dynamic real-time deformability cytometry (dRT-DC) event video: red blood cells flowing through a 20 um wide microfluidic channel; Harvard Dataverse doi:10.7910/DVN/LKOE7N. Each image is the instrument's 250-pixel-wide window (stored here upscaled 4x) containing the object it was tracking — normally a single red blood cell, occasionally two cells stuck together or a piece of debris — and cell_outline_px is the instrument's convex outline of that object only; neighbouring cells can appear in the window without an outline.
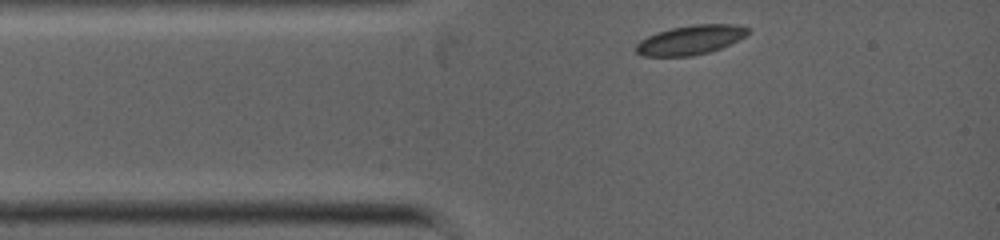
{"species": "common noctule bat (a hibernating species)", "species_latin": "Nyctalus noctula", "temperature_condition": "warm", "stored_images_in_passage": 5, "camera_frame_rate_fps": 5000, "um_per_image_px": 0.085, "animal": {"sex": "female", "body_mass_g": 19.0, "forearm_length_mm": 53.3}, "frame": {"image": 1, "passage_image": 1, "time_ms": 0.0, "image_size_px": [1000, 240], "cell_outline_px": [[748, 32], [744, 36], [720, 48], [708, 52], [692, 56], [644, 56], [636, 52], [636, 44], [640, 40], [648, 36], [672, 28], [692, 24], [736, 24], [748, 28]], "centroid_in_image_um": [58.66, 3.39], "position_along_channel_um": 26.3, "area_um2": 18.79}}
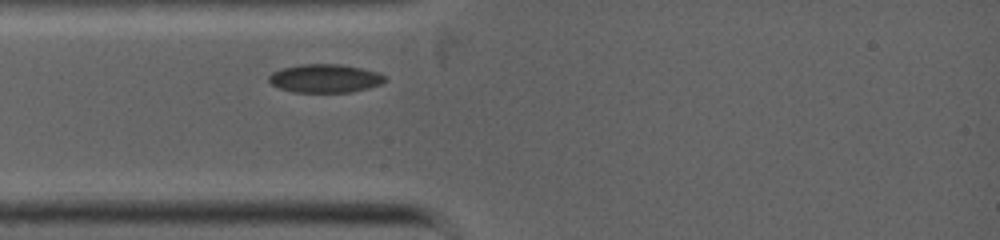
{"frame": {"image": 2, "passage_image": 5, "time_ms": 1.0, "image_size_px": [1000, 240], "cell_outline_px": [[388, 80], [380, 84], [368, 88], [352, 92], [292, 92], [280, 88], [272, 84], [268, 80], [268, 76], [272, 72], [280, 68], [300, 64], [340, 64], [360, 68], [376, 72], [388, 76]], "centroid_in_image_um": [27.62, 6.66], "position_along_channel_um": 57.4, "area_um2": 19.36}}